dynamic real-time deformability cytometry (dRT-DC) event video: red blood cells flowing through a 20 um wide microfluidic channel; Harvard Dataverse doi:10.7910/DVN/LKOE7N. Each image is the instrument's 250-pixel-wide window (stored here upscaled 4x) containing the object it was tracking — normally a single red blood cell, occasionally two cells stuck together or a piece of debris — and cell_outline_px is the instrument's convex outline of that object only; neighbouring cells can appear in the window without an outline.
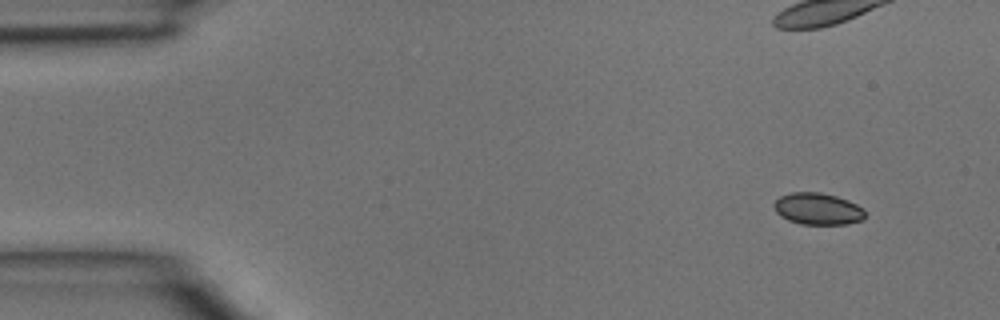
{"species": "common noctule bat (a hibernating species)", "species_latin": "Nyctalus noctula", "temperature_condition": "room temperature", "stored_images_in_passage": 4, "camera_frame_rate_fps": 3000, "um_per_image_px": 0.085, "animal": {"sex": "male", "body_mass_g": 15.6}, "frame": {"image": 1, "passage_image": 1, "time_ms": 0.0, "image_size_px": [1000, 320], "cell_outline_px": [[864, 220], [848, 224], [800, 224], [788, 220], [780, 216], [776, 212], [772, 204], [780, 196], [792, 192], [820, 192], [836, 196], [848, 200], [864, 208]], "centroid_in_image_um": [69.5, 17.75], "position_along_channel_um": 15.5, "area_um2": 16.99}}
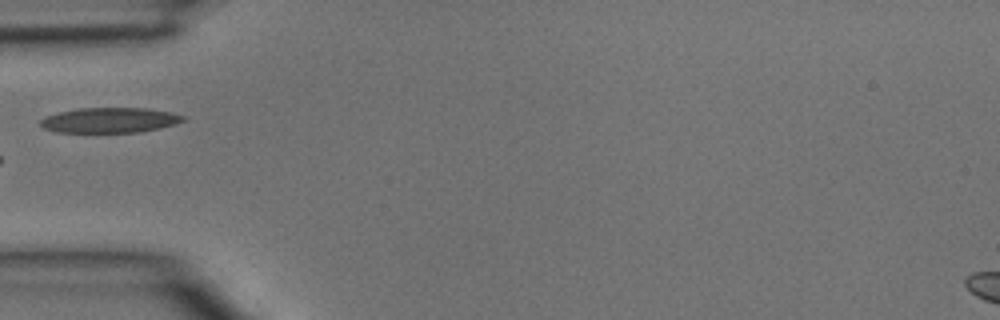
{"frame": {"image": 2, "passage_image": 4, "time_ms": 1.0, "image_size_px": [1000, 320], "cell_outline_px": [[184, 120], [176, 124], [160, 128], [140, 132], [56, 132], [44, 128], [40, 124], [40, 120], [44, 116], [76, 108], [148, 108], [172, 112], [184, 116]], "centroid_in_image_um": [9.33, 10.21], "position_along_channel_um": 75.7, "area_um2": 20.98}}